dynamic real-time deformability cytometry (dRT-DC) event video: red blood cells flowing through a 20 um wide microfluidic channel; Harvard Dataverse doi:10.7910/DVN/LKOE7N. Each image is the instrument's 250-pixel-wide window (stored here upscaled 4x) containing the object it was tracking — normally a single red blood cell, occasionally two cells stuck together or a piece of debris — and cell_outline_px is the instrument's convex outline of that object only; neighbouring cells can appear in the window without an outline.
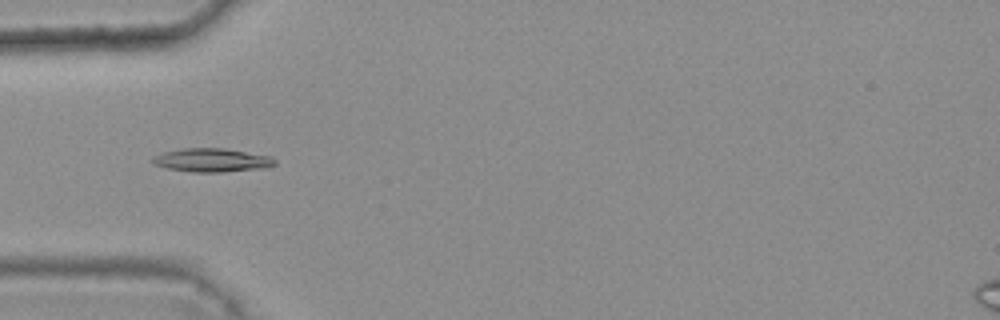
{"species": "common noctule bat (a hibernating species)", "species_latin": "Nyctalus noctula", "temperature_condition": "warm", "stored_images_in_passage": 9, "camera_frame_rate_fps": 3000, "um_per_image_px": 0.085, "animal": {"sex": "female", "body_mass_g": 25.1}, "frame": {"image": 1, "passage_image": 4, "time_ms": 1.0, "image_size_px": [1000, 320], "cell_outline_px": [[276, 164], [264, 168], [224, 172], [192, 172], [168, 168], [156, 164], [152, 160], [152, 156], [164, 152], [184, 148], [224, 148], [272, 156], [276, 160]], "centroid_in_image_um": [18.06, 13.61], "position_along_channel_um": 66.9, "area_um2": 16.76}}
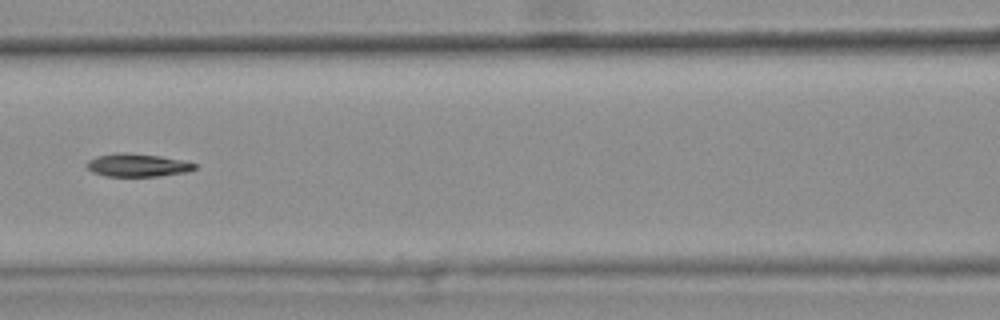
{"frame": {"image": 2, "passage_image": 6, "time_ms": 1.667, "image_size_px": [1000, 320], "cell_outline_px": [[196, 168], [188, 172], [156, 176], [104, 176], [92, 172], [84, 164], [88, 160], [96, 156], [116, 152], [128, 152], [160, 156], [184, 160], [196, 164]], "centroid_in_image_um": [11.65, 14.03], "position_along_channel_um": 154.9, "area_um2": 14.68}}